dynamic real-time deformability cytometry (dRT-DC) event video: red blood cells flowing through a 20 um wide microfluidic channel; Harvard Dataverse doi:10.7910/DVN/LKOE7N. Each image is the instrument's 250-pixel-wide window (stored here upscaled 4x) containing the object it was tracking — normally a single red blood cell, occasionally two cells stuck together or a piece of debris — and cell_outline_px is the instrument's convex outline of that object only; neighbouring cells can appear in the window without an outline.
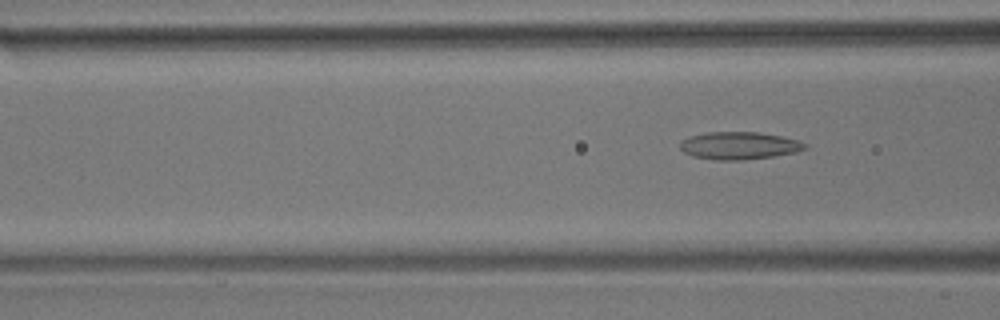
{"species": "common noctule bat (a hibernating species)", "species_latin": "Nyctalus noctula", "temperature_condition": "room temperature", "stored_images_in_passage": 6, "camera_frame_rate_fps": 3000, "um_per_image_px": 0.085, "animal": {"sex": "male", "body_mass_g": 17.9}, "frame": {"image": 1, "passage_image": 6, "time_ms": 6.333, "image_size_px": [1000, 320], "cell_outline_px": [[808, 148], [796, 152], [772, 156], [744, 160], [716, 160], [692, 156], [684, 152], [680, 148], [680, 144], [684, 140], [692, 136], [708, 132], [756, 132], [780, 136], [800, 140], [808, 144]], "centroid_in_image_um": [62.88, 12.38], "position_along_channel_um": 103.7, "area_um2": 19.94}}